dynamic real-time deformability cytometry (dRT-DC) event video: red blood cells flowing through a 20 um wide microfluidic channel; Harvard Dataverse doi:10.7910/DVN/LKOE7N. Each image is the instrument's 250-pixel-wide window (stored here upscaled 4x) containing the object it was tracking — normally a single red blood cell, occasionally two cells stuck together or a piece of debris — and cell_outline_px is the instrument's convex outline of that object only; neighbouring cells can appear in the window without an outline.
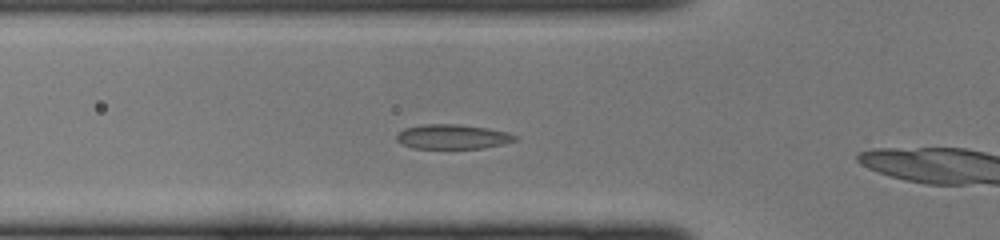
{"species": "common noctule bat (a hibernating species)", "species_latin": "Nyctalus noctula", "temperature_condition": "cold", "stored_images_in_passage": 7, "camera_frame_rate_fps": 3000, "um_per_image_px": 0.085, "animal": {"sex": "female", "body_mass_g": 22.0, "forearm_length_mm": 56.7}, "frame": {"image": 1, "passage_image": 6, "time_ms": 1.667, "image_size_px": [1000, 240], "cell_outline_px": [[516, 140], [504, 144], [484, 148], [412, 148], [396, 140], [396, 132], [404, 128], [420, 124], [460, 124], [488, 128], [508, 132], [516, 136]], "centroid_in_image_um": [38.44, 11.61], "position_along_channel_um": 87.4, "area_um2": 17.11}}